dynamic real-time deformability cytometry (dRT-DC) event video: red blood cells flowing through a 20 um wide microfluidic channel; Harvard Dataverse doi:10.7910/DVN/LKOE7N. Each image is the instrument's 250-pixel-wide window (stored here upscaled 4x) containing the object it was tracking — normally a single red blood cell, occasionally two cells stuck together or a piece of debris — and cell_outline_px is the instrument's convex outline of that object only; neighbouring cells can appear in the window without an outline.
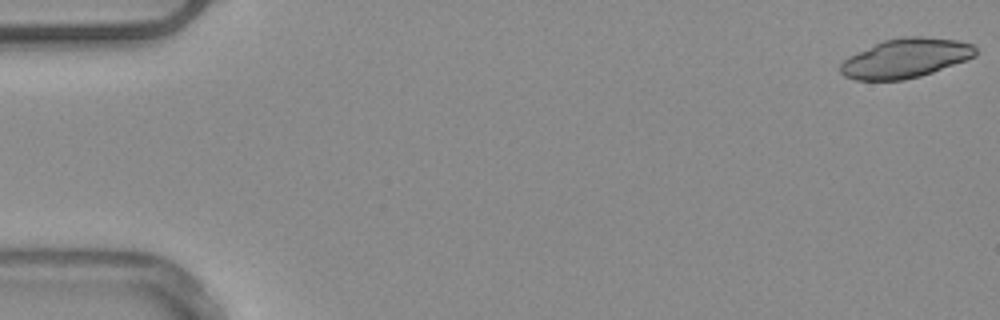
{"species": "common noctule bat (a hibernating species)", "species_latin": "Nyctalus noctula", "temperature_condition": "warm", "stored_images_in_passage": 52, "camera_frame_rate_fps": 3000, "um_per_image_px": 0.085, "animal": {"sex": "male", "body_mass_g": 20.4}, "frame": {"image": 1, "passage_image": 1, "time_ms": 0.0, "image_size_px": [1000, 320], "cell_outline_px": [[976, 56], [932, 72], [920, 76], [904, 80], [856, 80], [844, 76], [840, 72], [840, 64], [848, 56], [884, 40], [904, 36], [920, 36], [956, 40], [972, 44], [976, 48]], "centroid_in_image_um": [76.95, 4.95], "position_along_channel_um": 8.0, "area_um2": 30.75}}